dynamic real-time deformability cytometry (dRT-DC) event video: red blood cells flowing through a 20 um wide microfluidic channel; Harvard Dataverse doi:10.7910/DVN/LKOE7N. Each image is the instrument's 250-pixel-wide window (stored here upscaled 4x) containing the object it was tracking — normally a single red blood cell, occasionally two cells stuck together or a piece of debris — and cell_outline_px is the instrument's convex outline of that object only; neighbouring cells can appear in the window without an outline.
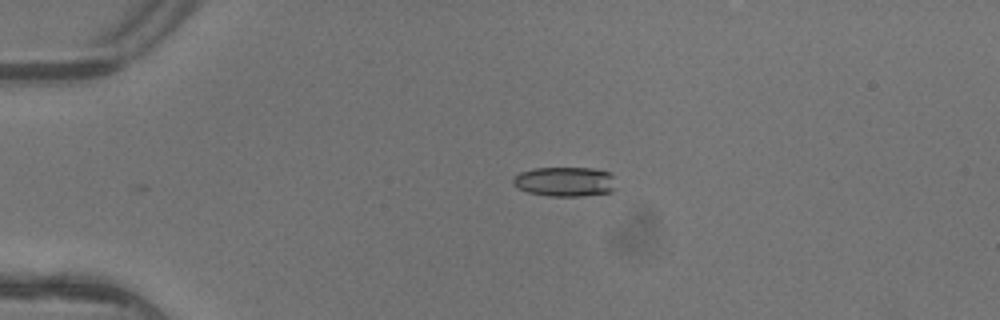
{"species": "common noctule bat (a hibernating species)", "species_latin": "Nyctalus noctula", "temperature_condition": "warm", "stored_images_in_passage": 2, "camera_frame_rate_fps": 3000, "um_per_image_px": 0.085, "animal": {"sex": "female"}, "frame": {"image": 1, "passage_image": 1, "time_ms": 0.0, "image_size_px": [1000, 320], "cell_outline_px": [[616, 188], [612, 192], [580, 196], [548, 196], [528, 192], [516, 188], [512, 184], [512, 180], [520, 172], [532, 168], [592, 168], [608, 172], [612, 176]], "centroid_in_image_um": [47.99, 15.44], "position_along_channel_um": 37.0, "area_um2": 17.86}}